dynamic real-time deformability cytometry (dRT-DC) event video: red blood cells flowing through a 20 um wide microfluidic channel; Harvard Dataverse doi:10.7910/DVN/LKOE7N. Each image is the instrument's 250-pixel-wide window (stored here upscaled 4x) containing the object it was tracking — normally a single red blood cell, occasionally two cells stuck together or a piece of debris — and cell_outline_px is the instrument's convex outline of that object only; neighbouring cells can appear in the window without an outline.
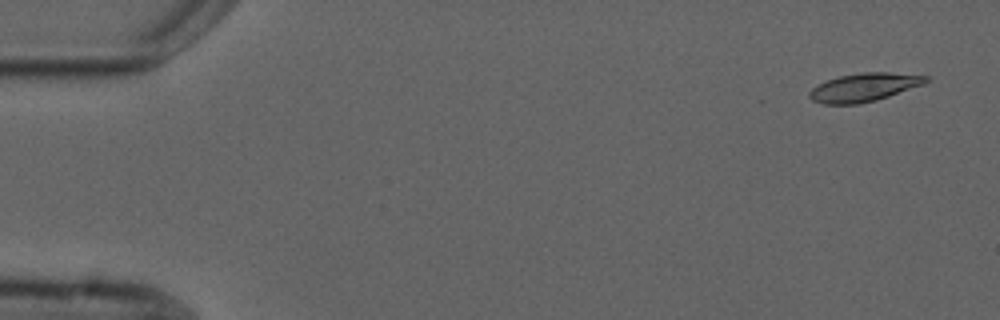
{"species": "common noctule bat (a hibernating species)", "species_latin": "Nyctalus noctula", "temperature_condition": "cold", "stored_images_in_passage": 2, "camera_frame_rate_fps": 3000, "um_per_image_px": 0.085, "animal": {"sex": "male", "forearm_length_mm": 52.5}, "frame": {"image": 1, "passage_image": 1, "time_ms": 0.0, "image_size_px": [1000, 320], "cell_outline_px": [[932, 80], [924, 84], [876, 100], [860, 104], [824, 104], [812, 100], [808, 96], [808, 92], [812, 88], [828, 80], [840, 76], [864, 72], [888, 72], [928, 76]], "centroid_in_image_um": [73.47, 7.42], "position_along_channel_um": 11.5, "area_um2": 19.13}}